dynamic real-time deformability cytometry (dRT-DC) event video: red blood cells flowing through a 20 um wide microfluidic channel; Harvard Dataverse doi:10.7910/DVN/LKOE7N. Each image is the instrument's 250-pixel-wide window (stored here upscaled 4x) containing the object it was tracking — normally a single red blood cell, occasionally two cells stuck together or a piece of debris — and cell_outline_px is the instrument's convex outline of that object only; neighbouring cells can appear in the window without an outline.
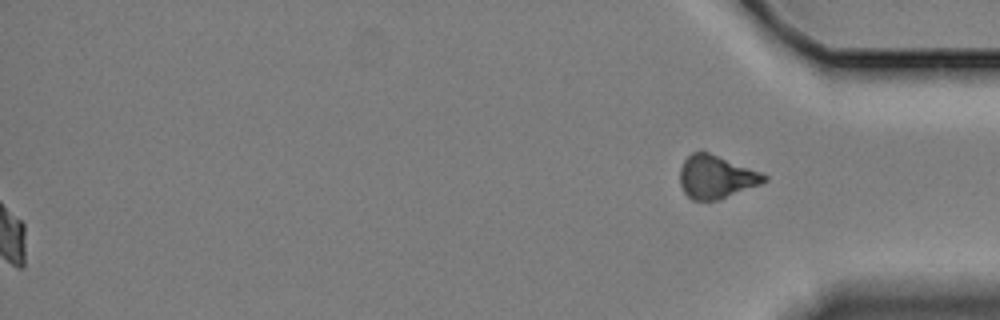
{"species": "Egyptian fruit bat (a non-hibernating species)", "species_latin": "Rousettus aegyptiacus", "temperature_condition": "cold", "stored_images_in_passage": 60, "segment_of_instrument_passage": [2, 2], "camera_frame_rate_fps": 3000, "um_per_image_px": 0.085, "animal": {"sex": "female"}, "frame": {"image": 1, "passage_image": 60, "time_ms": 19.667, "image_size_px": [1000, 320], "cell_outline_px": [[768, 180], [760, 184], [720, 200], [692, 200], [684, 192], [680, 184], [680, 168], [684, 160], [692, 152], [708, 152], [760, 172], [768, 176]], "centroid_in_image_um": [60.86, 15.05], "position_along_channel_um": 374.3, "area_um2": 20.98}}